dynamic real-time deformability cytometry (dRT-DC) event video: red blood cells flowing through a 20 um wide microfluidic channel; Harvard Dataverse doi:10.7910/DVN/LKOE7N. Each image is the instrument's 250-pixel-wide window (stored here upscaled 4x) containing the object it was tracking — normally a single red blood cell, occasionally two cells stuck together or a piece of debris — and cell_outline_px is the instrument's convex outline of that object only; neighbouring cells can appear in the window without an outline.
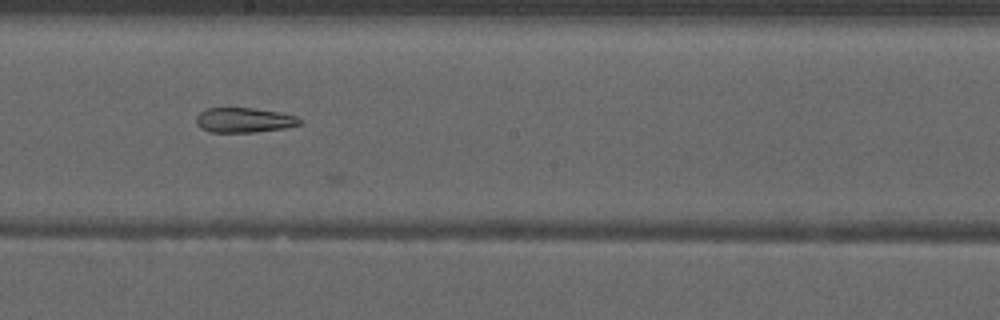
{"species": "common noctule bat (a hibernating species)", "species_latin": "Nyctalus noctula", "temperature_condition": "warm", "stored_images_in_passage": 34, "camera_frame_rate_fps": 3000, "um_per_image_px": 0.085, "animal": {"sex": "male", "forearm_length_mm": 52.5}, "frame": {"image": 1, "passage_image": 30, "time_ms": 9.667, "image_size_px": [1000, 320], "cell_outline_px": [[304, 120], [300, 124], [284, 128], [256, 132], [212, 132], [200, 128], [196, 124], [196, 116], [200, 112], [208, 108], [252, 108], [280, 112], [296, 116]], "centroid_in_image_um": [20.75, 10.21], "position_along_channel_um": 227.4, "area_um2": 15.03}}